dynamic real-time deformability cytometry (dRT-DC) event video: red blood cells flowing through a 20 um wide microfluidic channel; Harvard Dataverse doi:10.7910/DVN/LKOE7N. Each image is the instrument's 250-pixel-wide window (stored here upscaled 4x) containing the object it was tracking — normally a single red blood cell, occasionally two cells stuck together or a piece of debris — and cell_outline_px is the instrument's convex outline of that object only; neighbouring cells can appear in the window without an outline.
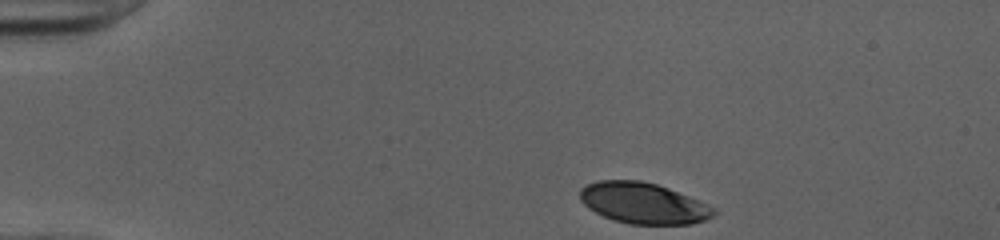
{"species": "human", "species_latin": "Homo sapiens", "temperature_condition": "cold", "stored_images_in_passage": 36, "camera_frame_rate_fps": 3000, "um_per_image_px": 0.085, "donor": {"sex": "female"}, "frame": {"image": 1, "passage_image": 1, "time_ms": 0.0, "image_size_px": [1000, 240], "cell_outline_px": [[716, 212], [712, 216], [704, 220], [692, 224], [628, 224], [612, 220], [588, 208], [580, 200], [580, 188], [596, 180], [640, 180], [656, 184], [668, 188], [688, 196], [716, 208]], "centroid_in_image_um": [54.65, 17.27], "position_along_channel_um": 30.3, "area_um2": 31.91}}
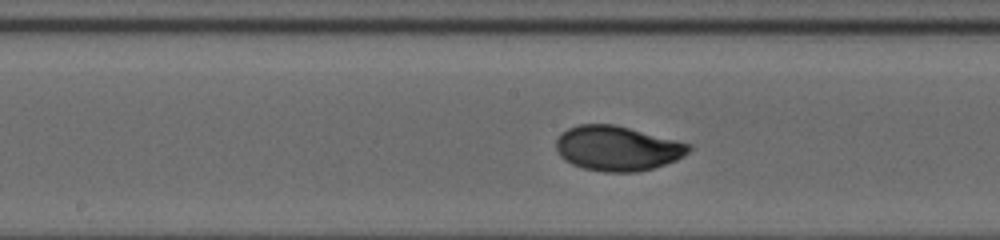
{"frame": {"image": 2, "passage_image": 19, "time_ms": 6.0, "image_size_px": [1000, 240], "cell_outline_px": [[692, 148], [684, 156], [676, 160], [652, 168], [636, 172], [604, 172], [584, 168], [572, 164], [564, 160], [560, 156], [556, 148], [556, 140], [560, 132], [568, 128], [580, 124], [612, 124], [692, 144]], "centroid_in_image_um": [52.45, 12.61], "position_along_channel_um": 195.7, "area_um2": 34.56}}
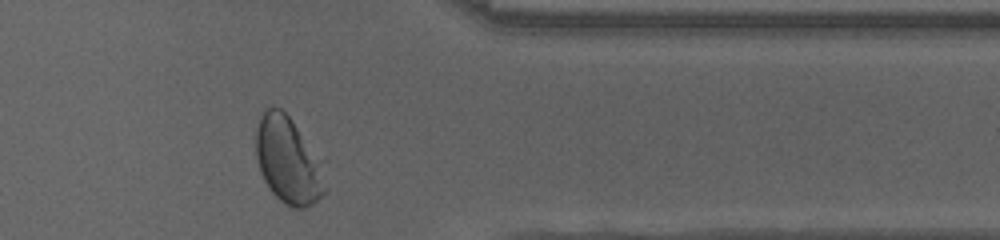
{"frame": {"image": 3, "passage_image": 34, "time_ms": 11.0, "image_size_px": [1000, 240], "cell_outline_px": [[328, 192], [312, 204], [304, 208], [292, 208], [284, 204], [268, 188], [260, 172], [256, 156], [256, 128], [264, 112], [268, 108], [280, 108], [292, 120]], "centroid_in_image_um": [24.36, 13.72], "position_along_channel_um": 387.0, "area_um2": 32.6}, "authors_computed_cell_mechanics": {"area_um2": 34.2465, "velocity_mm_per_s": 4.0045, "shape_relaxation_time_tau1_ms": 2.1603, "shape_relaxation_time_tau2_ms": null, "deformation_change_tau1": 0.1393, "deformation_change_tau2": null}}